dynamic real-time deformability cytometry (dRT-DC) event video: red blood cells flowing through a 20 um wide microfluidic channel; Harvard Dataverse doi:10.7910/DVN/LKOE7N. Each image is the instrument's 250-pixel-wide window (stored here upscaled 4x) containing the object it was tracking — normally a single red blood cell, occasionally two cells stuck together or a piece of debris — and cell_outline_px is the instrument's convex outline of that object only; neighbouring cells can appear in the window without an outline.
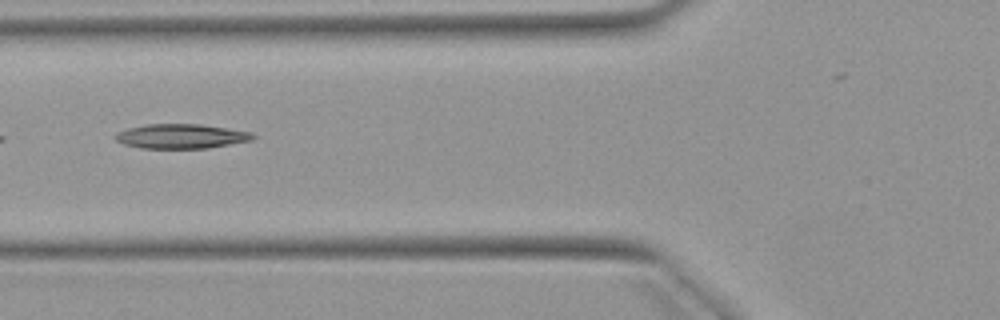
{"species": "Egyptian fruit bat (a non-hibernating species)", "species_latin": "Rousettus aegyptiacus", "temperature_condition": "warm", "stored_images_in_passage": 6, "segment_of_instrument_passage": [2, 2], "camera_frame_rate_fps": 3000, "um_per_image_px": 0.085, "animal": {"sex": "female"}, "frame": {"image": 1, "passage_image": 6, "time_ms": 6.0, "image_size_px": [1000, 320], "cell_outline_px": [[256, 136], [252, 140], [208, 148], [140, 148], [124, 144], [116, 140], [112, 136], [116, 132], [128, 128], [144, 124], [200, 124], [252, 132]], "centroid_in_image_um": [15.36, 11.58], "position_along_channel_um": 110.4, "area_um2": 19.71}}